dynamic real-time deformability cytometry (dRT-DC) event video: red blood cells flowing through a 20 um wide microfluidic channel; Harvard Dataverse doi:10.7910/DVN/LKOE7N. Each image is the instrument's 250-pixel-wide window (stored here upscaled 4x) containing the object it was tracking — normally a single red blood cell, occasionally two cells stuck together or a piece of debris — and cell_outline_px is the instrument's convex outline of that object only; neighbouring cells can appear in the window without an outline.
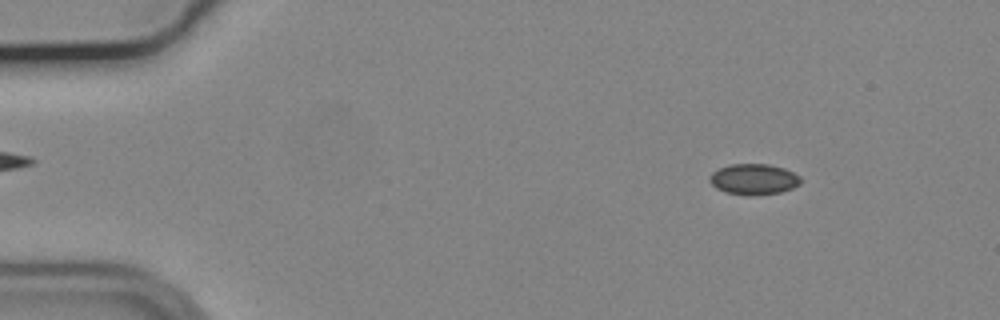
{"species": "common noctule bat (a hibernating species)", "species_latin": "Nyctalus noctula", "temperature_condition": "cold", "stored_images_in_passage": 54, "camera_frame_rate_fps": 3000, "um_per_image_px": 0.085, "animal": {"sex": "male", "body_mass_g": 19.2, "forearm_length_mm": 51.8}, "frame": {"image": 1, "passage_image": 5, "time_ms": 1.333, "image_size_px": [1000, 320], "cell_outline_px": [[800, 184], [792, 188], [780, 192], [752, 196], [748, 196], [724, 192], [716, 188], [708, 180], [708, 176], [712, 172], [720, 168], [732, 164], [768, 164], [784, 168], [800, 176]], "centroid_in_image_um": [64.04, 15.24], "position_along_channel_um": 21.0, "area_um2": 16.42}}
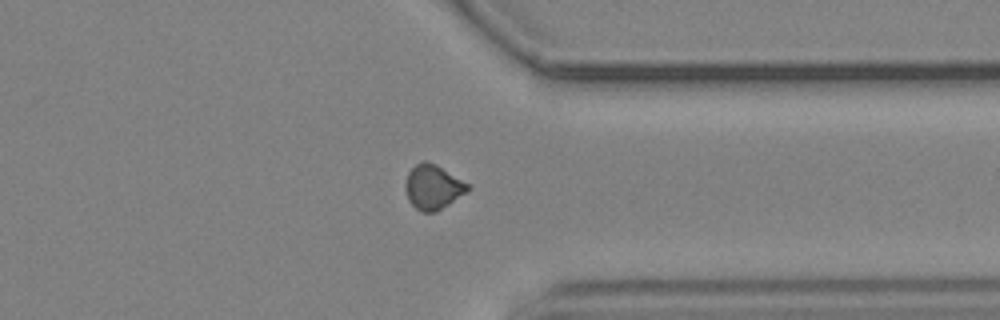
{"frame": {"image": 2, "passage_image": 41, "time_ms": 13.333, "image_size_px": [1000, 320], "cell_outline_px": [[472, 188], [468, 192], [436, 212], [420, 212], [408, 200], [404, 188], [404, 184], [408, 172], [416, 164], [424, 160], [428, 160], [436, 164], [468, 184]], "centroid_in_image_um": [36.79, 15.9], "position_along_channel_um": 374.6, "area_um2": 16.36}}
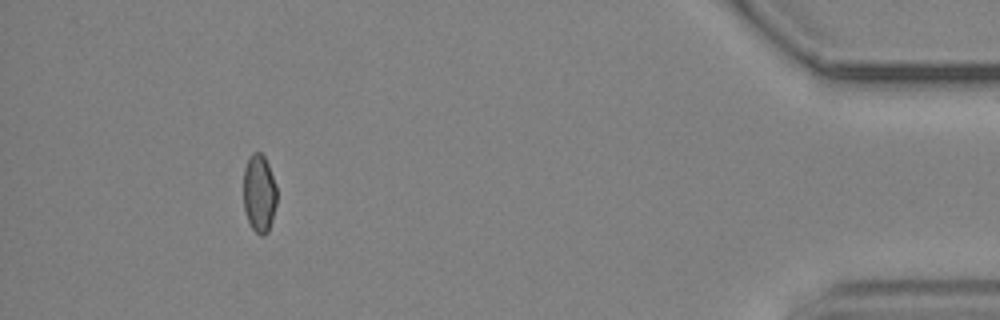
{"frame": {"image": 3, "passage_image": 49, "time_ms": 16.0, "image_size_px": [1000, 320], "cell_outline_px": [[276, 204], [272, 220], [268, 232], [260, 236], [252, 228], [244, 212], [244, 168], [248, 156], [252, 152], [260, 152], [264, 156], [268, 164], [276, 184]], "centroid_in_image_um": [22.03, 16.42], "position_along_channel_um": 413.2, "area_um2": 15.26}, "authors_computed_cell_mechanics": {"area_um2": 15.8083, "velocity_mm_per_s": 3.7012, "shape_relaxation_time_tau1_ms": null, "shape_relaxation_time_tau2_ms": 9.0356, "deformation_change_tau1": null, "deformation_change_tau2": 0.1008}}